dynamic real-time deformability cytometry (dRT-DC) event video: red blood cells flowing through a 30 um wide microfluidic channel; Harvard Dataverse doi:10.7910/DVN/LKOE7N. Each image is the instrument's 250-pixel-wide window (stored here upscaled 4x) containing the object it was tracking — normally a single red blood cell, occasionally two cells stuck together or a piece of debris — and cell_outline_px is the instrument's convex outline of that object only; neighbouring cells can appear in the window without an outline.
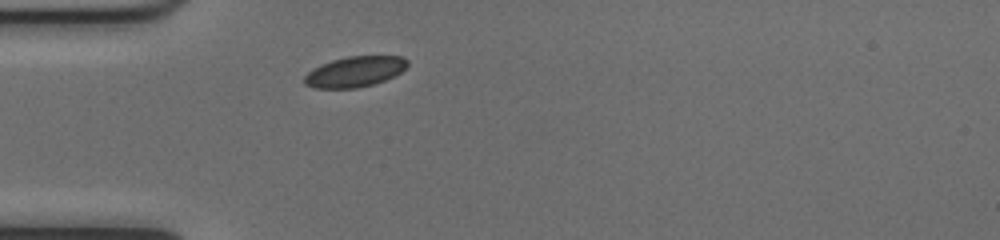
{"species": "common noctule bat (a hibernating species)", "species_latin": "Nyctalus noctula", "temperature_condition": "cold", "stored_images_in_passage": 37, "camera_frame_rate_fps": 3000, "um_per_image_px": 0.085, "animal": {"sex": "female", "body_mass_g": 17.0, "forearm_length_mm": 48.0}, "frame": {"image": 1, "passage_image": 1, "time_ms": 0.0, "image_size_px": [1000, 240], "cell_outline_px": [[408, 64], [400, 72], [384, 80], [372, 84], [356, 88], [312, 88], [304, 84], [304, 76], [312, 68], [320, 64], [332, 60], [348, 56], [404, 56], [408, 60]], "centroid_in_image_um": [30.12, 6.08], "position_along_channel_um": 54.9, "area_um2": 18.32}}
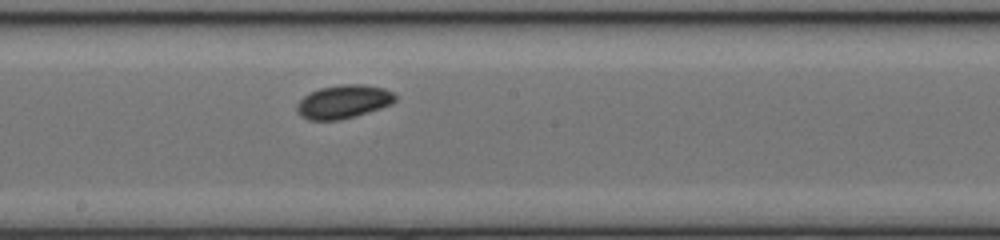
{"frame": {"image": 2, "passage_image": 14, "time_ms": 4.333, "image_size_px": [1000, 240], "cell_outline_px": [[396, 100], [392, 104], [356, 116], [340, 120], [308, 120], [300, 116], [296, 108], [296, 104], [304, 96], [320, 88], [340, 84], [364, 84], [384, 88], [392, 92], [396, 96]], "centroid_in_image_um": [29.2, 8.65], "position_along_channel_um": 219.0, "area_um2": 19.25}}
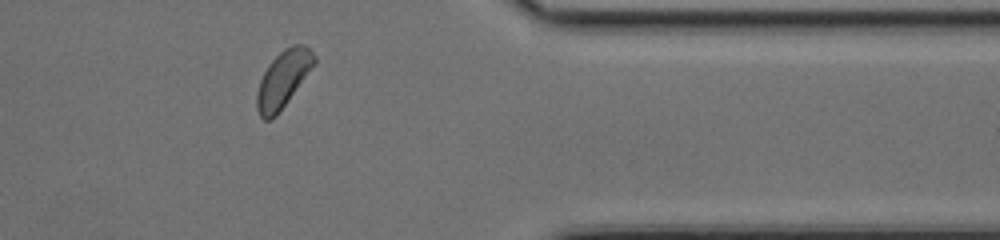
{"frame": {"image": 3, "passage_image": 28, "time_ms": 9.0, "image_size_px": [1000, 240], "cell_outline_px": [[316, 64], [276, 116], [268, 120], [264, 120], [260, 116], [256, 108], [256, 92], [260, 80], [268, 64], [284, 48], [292, 44], [304, 44], [316, 56]], "centroid_in_image_um": [24.07, 6.71], "position_along_channel_um": 387.3, "area_um2": 19.02}, "authors_computed_cell_mechanics": {"area_um2": 18.7272, "velocity_mm_per_s": 3.9705, "shape_relaxation_time_tau1_ms": 3.4408, "shape_relaxation_time_tau2_ms": 2.2887, "deformation_change_tau1": 0.0785, "deformation_change_tau2": 0.0499}}